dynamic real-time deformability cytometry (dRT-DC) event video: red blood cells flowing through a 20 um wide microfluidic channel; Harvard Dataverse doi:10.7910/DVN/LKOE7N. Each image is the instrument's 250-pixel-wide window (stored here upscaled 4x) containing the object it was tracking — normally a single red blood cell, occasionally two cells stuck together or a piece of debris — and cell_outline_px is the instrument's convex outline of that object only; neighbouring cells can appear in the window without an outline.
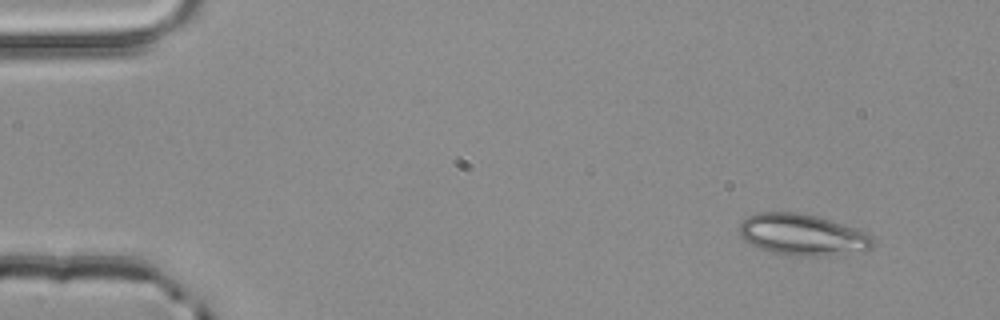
{"species": "common noctule bat (a hibernating species)", "species_latin": "Nyctalus noctula", "temperature_condition": "room temperature", "stored_images_in_passage": 2, "camera_frame_rate_fps": 3000, "um_per_image_px": 0.085, "animal": {"sex": "male", "body_mass_g": 20.4}, "frame": {"image": 1, "passage_image": 1, "time_ms": 0.0, "image_size_px": [1000, 320], "cell_outline_px": [[872, 248], [864, 252], [820, 256], [800, 256], [768, 252], [744, 240], [740, 236], [740, 224], [748, 216], [760, 212], [796, 212], [816, 216], [856, 228], [872, 236]], "centroid_in_image_um": [68.22, 19.96], "position_along_channel_um": 16.8, "area_um2": 32.14}}